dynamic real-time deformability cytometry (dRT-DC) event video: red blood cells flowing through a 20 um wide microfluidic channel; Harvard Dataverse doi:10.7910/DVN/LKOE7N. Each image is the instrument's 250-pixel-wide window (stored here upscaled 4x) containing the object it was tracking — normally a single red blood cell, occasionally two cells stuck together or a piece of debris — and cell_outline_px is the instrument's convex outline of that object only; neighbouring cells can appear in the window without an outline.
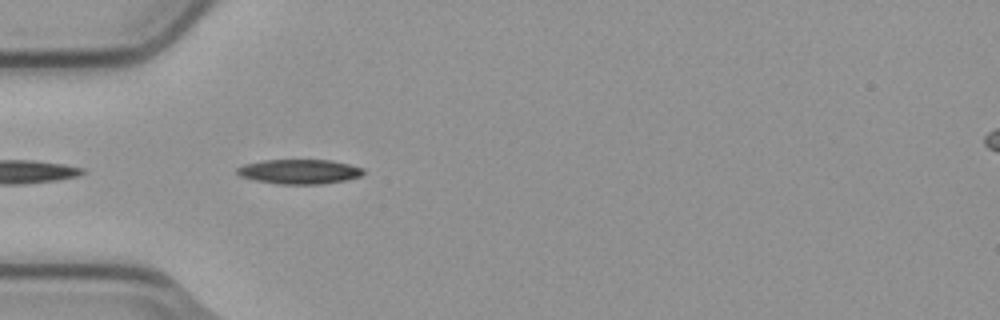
{"species": "common noctule bat (a hibernating species)", "species_latin": "Nyctalus noctula", "temperature_condition": "cold", "stored_images_in_passage": 8, "camera_frame_rate_fps": 3000, "um_per_image_px": 0.085, "animal": {"sex": "male", "body_mass_g": 23.1, "forearm_length_mm": 52.7}, "frame": {"image": 1, "passage_image": 2, "time_ms": 0.333, "image_size_px": [1000, 320], "cell_outline_px": [[364, 172], [360, 176], [344, 180], [320, 184], [276, 184], [256, 180], [240, 176], [236, 172], [236, 168], [244, 164], [264, 160], [332, 160], [364, 168]], "centroid_in_image_um": [25.43, 14.58], "position_along_channel_um": 59.6, "area_um2": 18.03}}
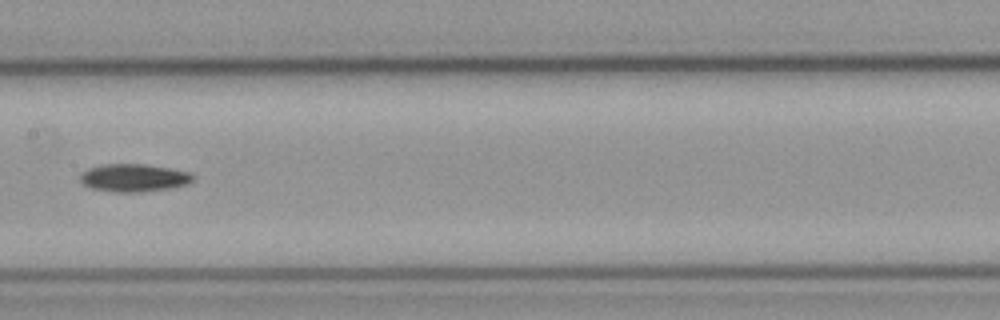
{"frame": {"image": 2, "passage_image": 5, "time_ms": 1.333, "image_size_px": [1000, 320], "cell_outline_px": [[196, 176], [188, 184], [168, 188], [140, 192], [112, 192], [92, 188], [84, 184], [80, 180], [80, 176], [88, 168], [104, 164], [144, 164], [168, 168], [188, 172]], "centroid_in_image_um": [11.37, 15.11], "position_along_channel_um": 196.0, "area_um2": 18.09}}
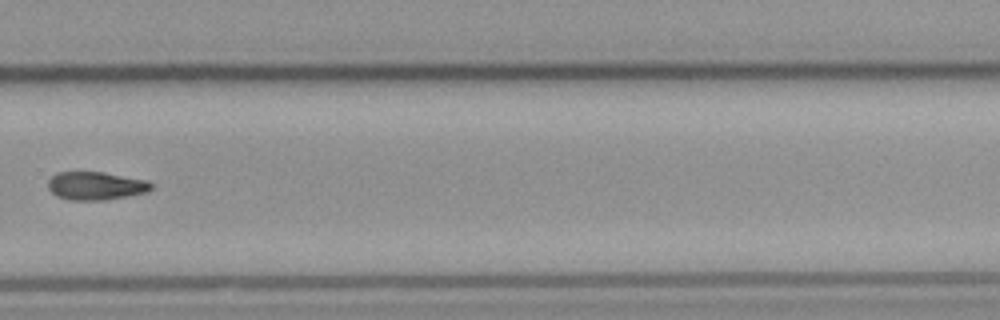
{"frame": {"image": 3, "passage_image": 8, "time_ms": 2.333, "image_size_px": [1000, 320], "cell_outline_px": [[152, 188], [144, 192], [104, 200], [68, 200], [56, 196], [48, 188], [48, 180], [56, 172], [100, 172], [148, 180], [152, 184]], "centroid_in_image_um": [8.09, 15.79], "position_along_channel_um": 321.7, "area_um2": 16.76}}